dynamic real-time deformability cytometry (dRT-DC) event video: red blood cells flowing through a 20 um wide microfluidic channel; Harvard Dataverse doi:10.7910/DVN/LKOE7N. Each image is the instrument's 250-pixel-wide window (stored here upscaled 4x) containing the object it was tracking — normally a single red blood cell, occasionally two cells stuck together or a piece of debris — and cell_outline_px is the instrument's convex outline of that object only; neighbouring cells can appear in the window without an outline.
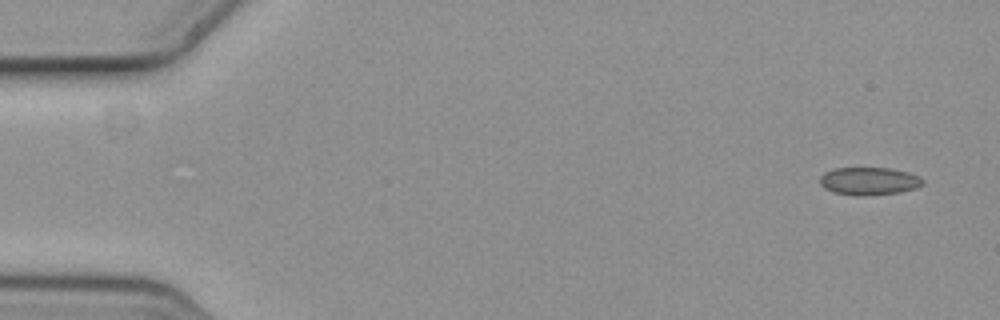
{"species": "common noctule bat (a hibernating species)", "species_latin": "Nyctalus noctula", "temperature_condition": "cold", "stored_images_in_passage": 6, "camera_frame_rate_fps": 3000, "um_per_image_px": 0.085, "animal": {"sex": "female", "body_mass_g": 19.3, "forearm_length_mm": 54.1}, "frame": {"image": 1, "passage_image": 1, "time_ms": 0.0, "image_size_px": [1000, 320], "cell_outline_px": [[924, 184], [916, 188], [900, 192], [864, 196], [856, 196], [832, 192], [824, 188], [820, 184], [820, 176], [824, 172], [836, 168], [888, 168], [908, 172], [920, 176], [924, 180]], "centroid_in_image_um": [73.87, 15.4], "position_along_channel_um": 11.1, "area_um2": 16.82}}
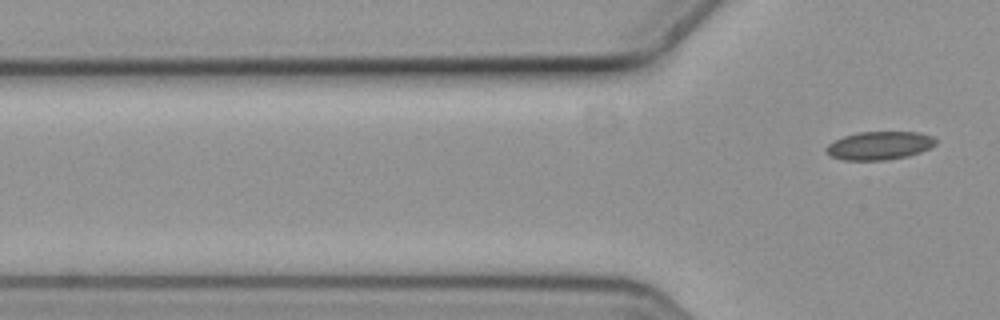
{"frame": {"image": 2, "passage_image": 6, "time_ms": 1.667, "image_size_px": [1000, 320], "cell_outline_px": [[936, 144], [932, 148], [908, 156], [884, 160], [844, 160], [828, 156], [824, 152], [824, 148], [828, 144], [844, 136], [856, 132], [920, 132], [932, 136], [936, 140]], "centroid_in_image_um": [74.73, 12.38], "position_along_channel_um": 51.1, "area_um2": 18.26}}